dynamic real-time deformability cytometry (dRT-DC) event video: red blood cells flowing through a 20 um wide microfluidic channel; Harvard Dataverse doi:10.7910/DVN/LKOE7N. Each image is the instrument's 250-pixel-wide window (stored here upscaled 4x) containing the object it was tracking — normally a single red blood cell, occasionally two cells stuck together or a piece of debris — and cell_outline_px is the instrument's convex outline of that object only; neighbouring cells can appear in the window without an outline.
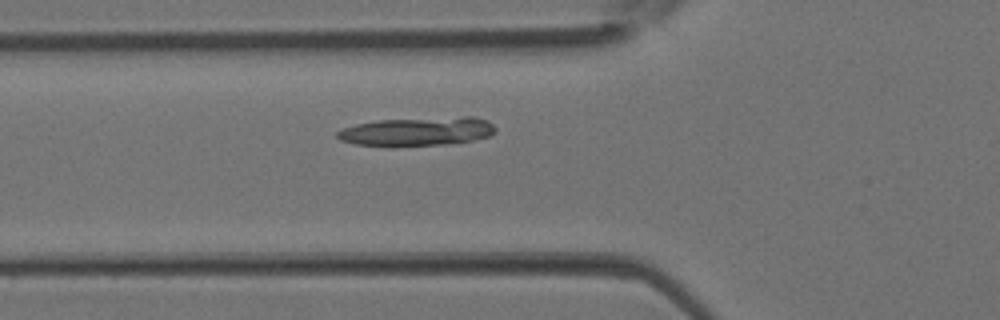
{"species": "Egyptian fruit bat (a non-hibernating species)", "species_latin": "Rousettus aegyptiacus", "temperature_condition": "room temperature", "stored_images_in_passage": 4, "camera_frame_rate_fps": 3000, "um_per_image_px": 0.085, "animal": {"sex": "female"}, "frame": {"image": 1, "passage_image": 4, "time_ms": 1.0, "image_size_px": [1000, 320], "cell_outline_px": [[496, 132], [492, 136], [472, 140], [444, 144], [392, 148], [388, 148], [356, 144], [340, 140], [336, 136], [336, 132], [344, 128], [356, 124], [380, 120], [464, 116], [472, 116], [488, 120], [496, 128]], "centroid_in_image_um": [35.47, 11.19], "position_along_channel_um": 90.3, "area_um2": 27.11}}